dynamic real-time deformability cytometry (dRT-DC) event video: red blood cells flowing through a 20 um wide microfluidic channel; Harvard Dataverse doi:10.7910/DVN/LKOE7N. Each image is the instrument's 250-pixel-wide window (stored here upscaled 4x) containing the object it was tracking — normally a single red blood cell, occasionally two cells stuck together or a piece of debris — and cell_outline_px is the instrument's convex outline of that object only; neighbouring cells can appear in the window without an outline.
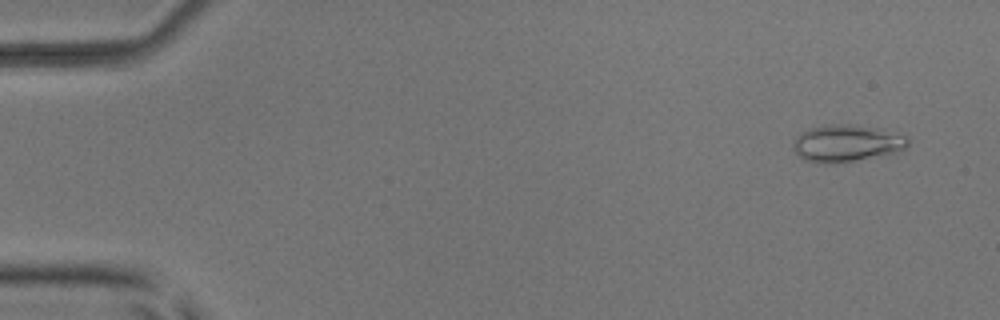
{"species": "common noctule bat (a hibernating species)", "species_latin": "Nyctalus noctula", "temperature_condition": "room temperature", "stored_images_in_passage": 9, "camera_frame_rate_fps": 3000, "um_per_image_px": 0.085, "animal": {"sex": "male", "body_mass_g": 17.9, "forearm_length_mm": 54.2}, "frame": {"image": 1, "passage_image": 1, "time_ms": 0.0, "image_size_px": [1000, 320], "cell_outline_px": [[908, 148], [892, 152], [852, 160], [824, 164], [804, 160], [792, 148], [792, 140], [800, 132], [824, 124], [848, 124], [880, 128], [908, 136]], "centroid_in_image_um": [71.92, 12.15], "position_along_channel_um": 13.1, "area_um2": 24.57}}
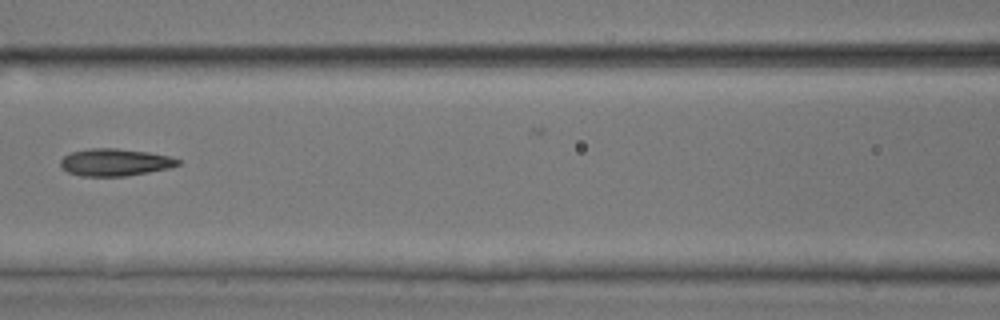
{"frame": {"image": 2, "passage_image": 7, "time_ms": 2.0, "image_size_px": [1000, 320], "cell_outline_px": [[180, 164], [168, 168], [148, 172], [124, 176], [80, 176], [68, 172], [60, 164], [60, 160], [64, 156], [72, 152], [88, 148], [116, 148], [148, 152], [168, 156], [180, 160]], "centroid_in_image_um": [9.75, 13.79], "position_along_channel_um": 156.8, "area_um2": 18.5}}
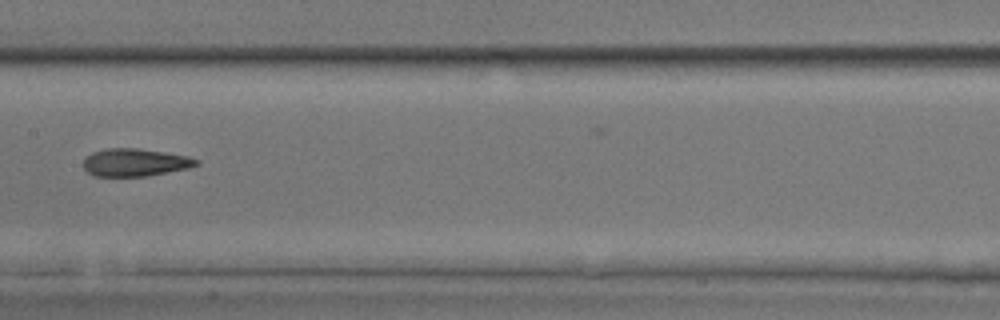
{"frame": {"image": 3, "passage_image": 8, "time_ms": 2.333, "image_size_px": [1000, 320], "cell_outline_px": [[200, 164], [188, 168], [144, 176], [92, 176], [84, 168], [84, 160], [92, 152], [108, 148], [140, 148], [188, 156], [200, 160]], "centroid_in_image_um": [11.49, 13.8], "position_along_channel_um": 195.9, "area_um2": 18.15}}